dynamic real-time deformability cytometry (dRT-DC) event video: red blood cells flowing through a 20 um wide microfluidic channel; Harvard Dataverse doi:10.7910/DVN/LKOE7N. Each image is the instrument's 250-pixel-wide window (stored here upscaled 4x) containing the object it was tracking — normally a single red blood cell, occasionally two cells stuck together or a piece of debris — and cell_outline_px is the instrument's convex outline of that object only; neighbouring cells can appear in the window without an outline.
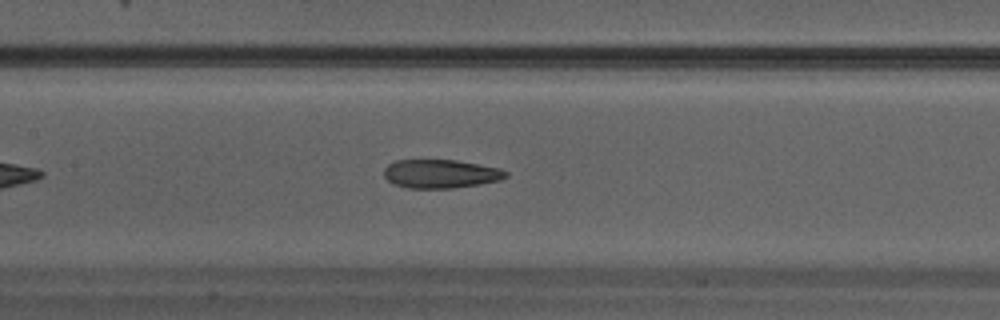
{"species": "Egyptian fruit bat (a non-hibernating species)", "species_latin": "Rousettus aegyptiacus", "temperature_condition": "warm", "stored_images_in_passage": 25, "camera_frame_rate_fps": 3000, "um_per_image_px": 0.085, "animal": {"sex": "male"}, "frame": {"image": 1, "passage_image": 8, "time_ms": 2.333, "image_size_px": [1000, 320], "cell_outline_px": [[508, 176], [500, 180], [480, 184], [452, 188], [408, 188], [392, 184], [384, 176], [384, 168], [388, 164], [396, 160], [456, 160], [500, 168], [508, 172]], "centroid_in_image_um": [37.45, 14.77], "position_along_channel_um": 170.0, "area_um2": 20.4}}
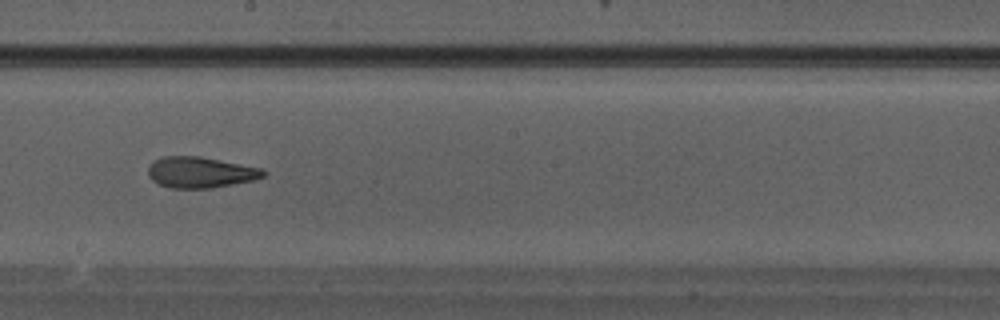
{"frame": {"image": 2, "passage_image": 11, "time_ms": 3.333, "image_size_px": [1000, 320], "cell_outline_px": [[268, 172], [264, 176], [252, 180], [232, 184], [208, 188], [172, 188], [160, 184], [152, 180], [148, 176], [148, 164], [164, 156], [200, 156], [260, 168]], "centroid_in_image_um": [17.0, 14.64], "position_along_channel_um": 231.2, "area_um2": 20.58}}
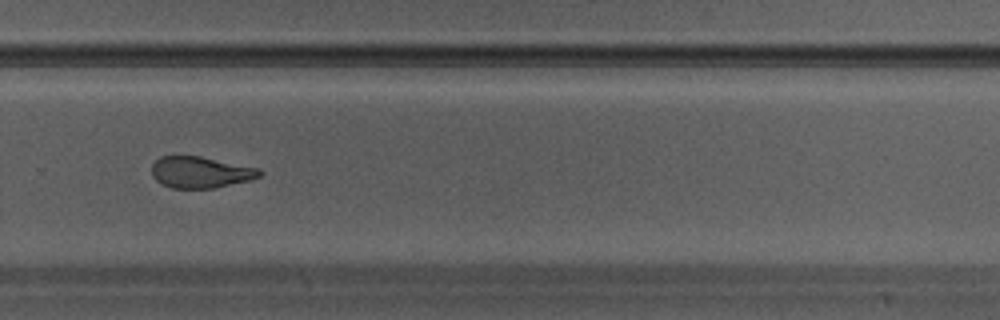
{"frame": {"image": 3, "passage_image": 15, "time_ms": 4.667, "image_size_px": [1000, 320], "cell_outline_px": [[264, 172], [260, 176], [248, 180], [212, 188], [172, 188], [156, 180], [152, 176], [152, 164], [160, 156], [200, 156], [260, 168]], "centroid_in_image_um": [17.04, 14.63], "position_along_channel_um": 312.8, "area_um2": 19.59}}